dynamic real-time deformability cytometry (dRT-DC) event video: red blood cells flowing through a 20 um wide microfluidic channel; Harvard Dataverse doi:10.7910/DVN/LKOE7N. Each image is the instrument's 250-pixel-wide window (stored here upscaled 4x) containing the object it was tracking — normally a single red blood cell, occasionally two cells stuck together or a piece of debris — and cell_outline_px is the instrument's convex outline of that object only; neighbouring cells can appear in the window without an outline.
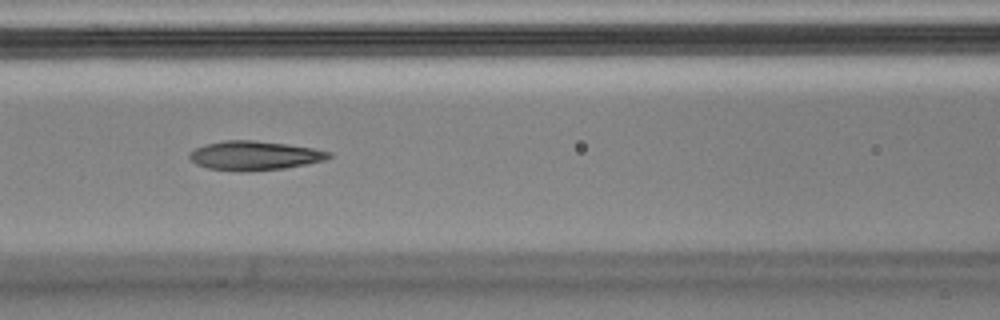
{"species": "Egyptian fruit bat (a non-hibernating species)", "species_latin": "Rousettus aegyptiacus", "temperature_condition": "cold", "stored_images_in_passage": 4, "camera_frame_rate_fps": 3000, "um_per_image_px": 0.085, "animal": {"sex": "male"}, "frame": {"image": 1, "passage_image": 3, "time_ms": 0.667, "image_size_px": [1000, 320], "cell_outline_px": [[332, 156], [324, 160], [284, 168], [208, 168], [196, 164], [188, 156], [188, 152], [204, 144], [224, 140], [252, 140], [288, 144], [312, 148], [332, 152]], "centroid_in_image_um": [21.64, 13.16], "position_along_channel_um": 145.0, "area_um2": 22.54}}
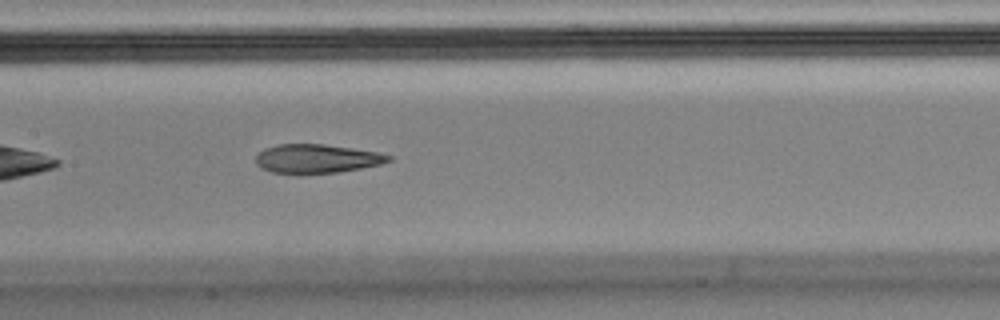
{"frame": {"image": 2, "passage_image": 4, "time_ms": 1.0, "image_size_px": [1000, 320], "cell_outline_px": [[392, 160], [380, 164], [360, 168], [336, 172], [272, 172], [260, 168], [256, 164], [256, 156], [264, 148], [280, 144], [324, 144], [352, 148], [376, 152], [392, 156]], "centroid_in_image_um": [26.91, 13.46], "position_along_channel_um": 180.5, "area_um2": 21.79}}